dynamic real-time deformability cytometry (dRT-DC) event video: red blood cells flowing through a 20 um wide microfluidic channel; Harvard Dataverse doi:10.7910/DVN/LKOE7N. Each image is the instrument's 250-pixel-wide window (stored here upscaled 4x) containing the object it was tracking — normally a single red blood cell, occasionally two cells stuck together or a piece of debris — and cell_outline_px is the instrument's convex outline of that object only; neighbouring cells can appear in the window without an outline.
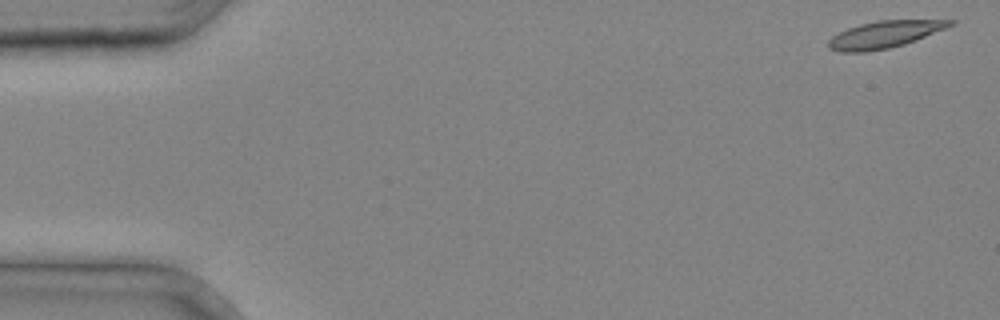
{"species": "common noctule bat (a hibernating species)", "species_latin": "Nyctalus noctula", "temperature_condition": "cold", "stored_images_in_passage": 34, "camera_frame_rate_fps": 3000, "um_per_image_px": 0.085, "animal": {"sex": "male", "body_mass_g": 20.4}, "frame": {"image": 1, "passage_image": 1, "time_ms": 0.0, "image_size_px": [1000, 320], "cell_outline_px": [[956, 24], [904, 44], [888, 48], [864, 52], [840, 52], [828, 48], [828, 40], [832, 36], [848, 28], [860, 24], [876, 20], [956, 20]], "centroid_in_image_um": [75.16, 2.92], "position_along_channel_um": 9.8, "area_um2": 18.96}}
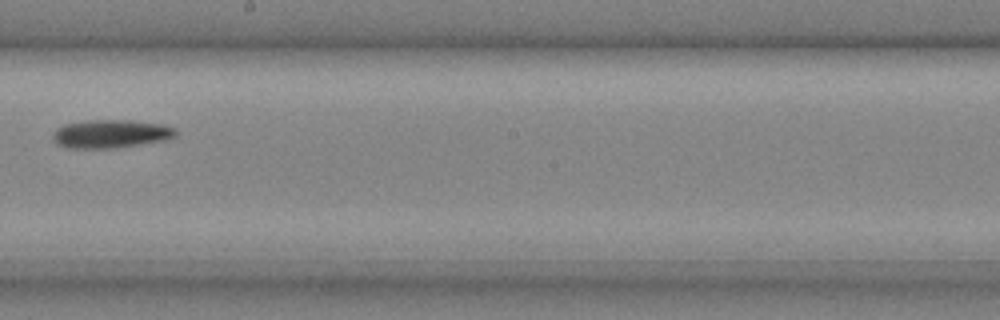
{"frame": {"image": 2, "passage_image": 22, "time_ms": 7.0, "image_size_px": [1000, 320], "cell_outline_px": [[176, 136], [164, 140], [116, 148], [68, 148], [56, 144], [52, 140], [52, 132], [56, 128], [64, 124], [88, 120], [128, 120], [164, 124], [176, 128]], "centroid_in_image_um": [9.38, 11.37], "position_along_channel_um": 238.8, "area_um2": 20.46}}
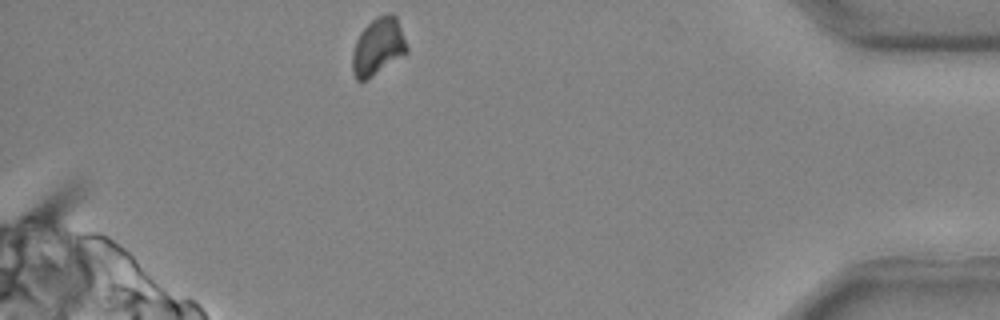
{"frame": {"image": 3, "passage_image": 34, "time_ms": 11.0, "image_size_px": [1000, 320], "cell_outline_px": [[408, 52], [404, 56], [364, 80], [356, 80], [352, 72], [352, 52], [356, 40], [360, 32], [376, 16], [392, 12], [396, 16], [408, 48]], "centroid_in_image_um": [32.13, 3.94], "position_along_channel_um": 403.1, "area_um2": 18.09}}